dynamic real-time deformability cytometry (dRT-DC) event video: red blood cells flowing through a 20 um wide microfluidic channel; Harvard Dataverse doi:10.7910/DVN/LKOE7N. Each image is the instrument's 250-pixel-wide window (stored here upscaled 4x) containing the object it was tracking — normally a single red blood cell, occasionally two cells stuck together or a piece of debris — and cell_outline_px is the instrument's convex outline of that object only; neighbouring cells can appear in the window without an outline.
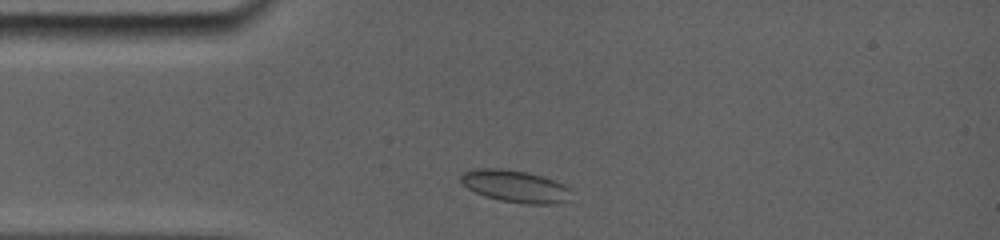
{"species": "common noctule bat (a hibernating species)", "species_latin": "Nyctalus noctula", "temperature_condition": "room temperature", "stored_images_in_passage": 39, "camera_frame_rate_fps": 5000, "um_per_image_px": 0.085, "animal": {"sex": "female", "body_mass_g": 19.0, "forearm_length_mm": 56.7}, "frame": {"image": 1, "passage_image": 3, "time_ms": 0.8, "image_size_px": [1000, 240], "cell_outline_px": [[572, 200], [556, 204], [524, 204], [500, 200], [484, 196], [468, 188], [460, 180], [460, 176], [464, 172], [476, 168], [500, 168], [528, 172], [564, 184], [572, 188]], "centroid_in_image_um": [43.86, 15.84], "position_along_channel_um": 41.1, "area_um2": 20.92}}
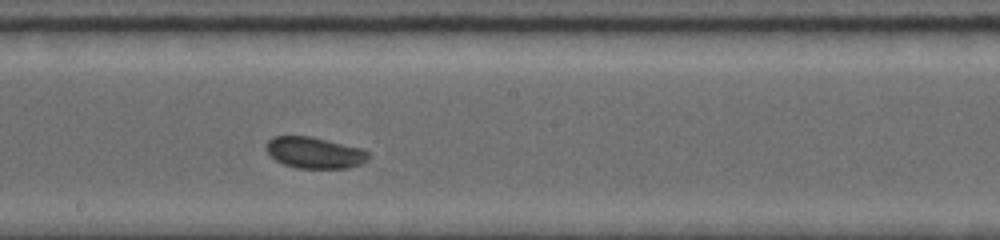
{"frame": {"image": 2, "passage_image": 20, "time_ms": 6.0, "image_size_px": [1000, 240], "cell_outline_px": [[368, 160], [360, 164], [348, 168], [296, 168], [284, 164], [276, 160], [264, 148], [264, 144], [268, 140], [276, 136], [308, 136], [360, 148], [368, 152]], "centroid_in_image_um": [26.7, 12.98], "position_along_channel_um": 221.5, "area_um2": 18.44}}
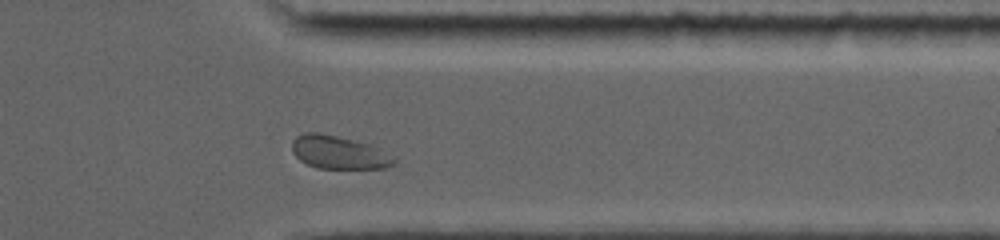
{"frame": {"image": 3, "passage_image": 34, "time_ms": 10.2, "image_size_px": [1000, 240], "cell_outline_px": [[396, 164], [384, 168], [316, 168], [300, 160], [292, 152], [292, 140], [296, 136], [304, 132], [316, 132], [336, 136], [368, 144], [396, 156]], "centroid_in_image_um": [28.8, 12.96], "position_along_channel_um": 382.6, "area_um2": 19.65}, "authors_computed_cell_mechanics": {"area_um2": 18.8428, "velocity_mm_per_s": 3.8063, "shape_relaxation_time_tau1_ms": 4.1287, "shape_relaxation_time_tau2_ms": null, "deformation_change_tau1": 0.0659, "deformation_change_tau2": null}}